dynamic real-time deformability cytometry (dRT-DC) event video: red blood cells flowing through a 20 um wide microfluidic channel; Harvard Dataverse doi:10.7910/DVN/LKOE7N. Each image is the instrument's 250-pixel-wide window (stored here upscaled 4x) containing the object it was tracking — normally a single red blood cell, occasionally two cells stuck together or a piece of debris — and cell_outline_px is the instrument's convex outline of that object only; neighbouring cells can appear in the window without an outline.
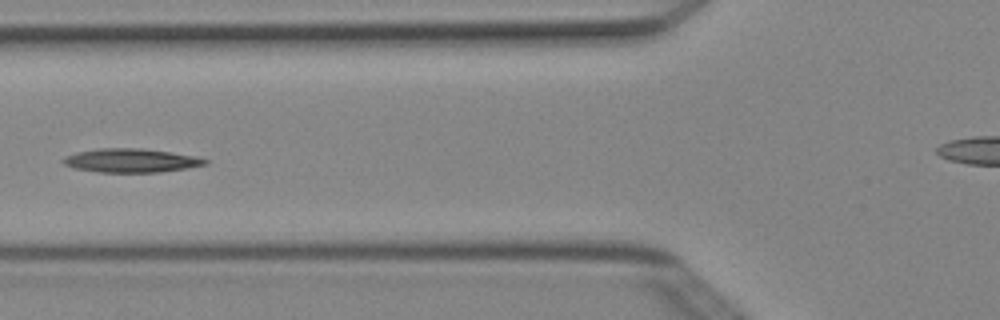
{"species": "Egyptian fruit bat (a non-hibernating species)", "species_latin": "Rousettus aegyptiacus", "temperature_condition": "cold", "stored_images_in_passage": 7, "camera_frame_rate_fps": 3000, "um_per_image_px": 0.085, "animal": {"sex": "female"}, "frame": {"image": 1, "passage_image": 6, "time_ms": 1.667, "image_size_px": [1000, 320], "cell_outline_px": [[208, 164], [160, 172], [96, 172], [76, 168], [64, 164], [60, 160], [64, 156], [76, 152], [100, 148], [140, 148], [196, 156], [208, 160]], "centroid_in_image_um": [11.09, 13.64], "position_along_channel_um": 114.7, "area_um2": 19.54}}
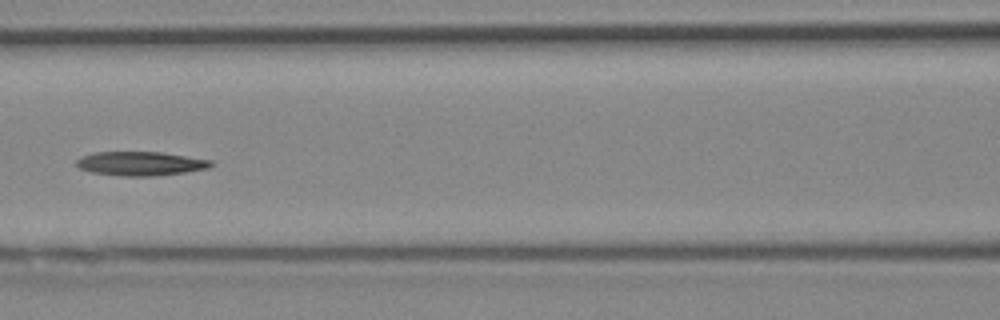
{"frame": {"image": 2, "passage_image": 7, "time_ms": 2.0, "image_size_px": [1000, 320], "cell_outline_px": [[216, 164], [208, 168], [184, 172], [152, 176], [120, 176], [92, 172], [80, 168], [76, 164], [76, 160], [80, 156], [92, 152], [160, 152], [212, 160]], "centroid_in_image_um": [11.94, 13.9], "position_along_channel_um": 154.7, "area_um2": 18.84}}